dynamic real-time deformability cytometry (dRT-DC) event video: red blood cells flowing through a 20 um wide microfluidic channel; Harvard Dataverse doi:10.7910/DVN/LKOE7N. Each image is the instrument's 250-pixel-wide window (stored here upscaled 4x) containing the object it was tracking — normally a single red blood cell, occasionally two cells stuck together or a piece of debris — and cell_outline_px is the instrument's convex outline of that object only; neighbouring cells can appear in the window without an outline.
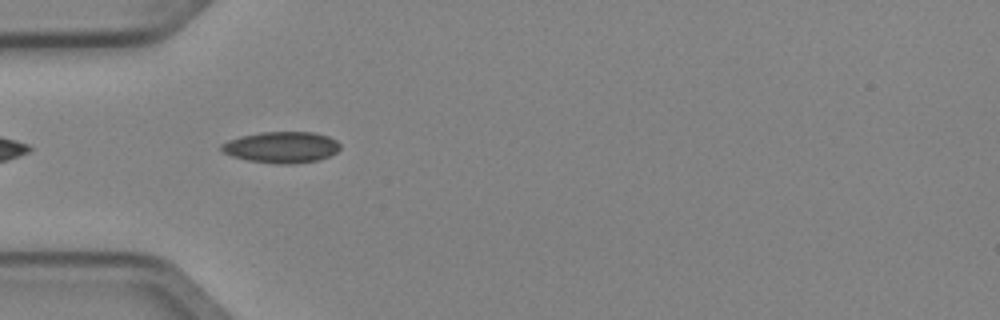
{"species": "Egyptian fruit bat (a non-hibernating species)", "species_latin": "Rousettus aegyptiacus", "temperature_condition": "cold", "stored_images_in_passage": 6, "camera_frame_rate_fps": 3000, "um_per_image_px": 0.085, "animal": {"sex": "female"}, "frame": {"image": 1, "passage_image": 4, "time_ms": 1.0, "image_size_px": [1000, 320], "cell_outline_px": [[340, 148], [336, 152], [328, 156], [316, 160], [292, 164], [276, 164], [248, 160], [232, 156], [224, 152], [220, 148], [220, 144], [228, 140], [240, 136], [260, 132], [312, 132], [328, 136], [336, 140], [340, 144]], "centroid_in_image_um": [23.91, 12.51], "position_along_channel_um": 61.1, "area_um2": 21.56}}
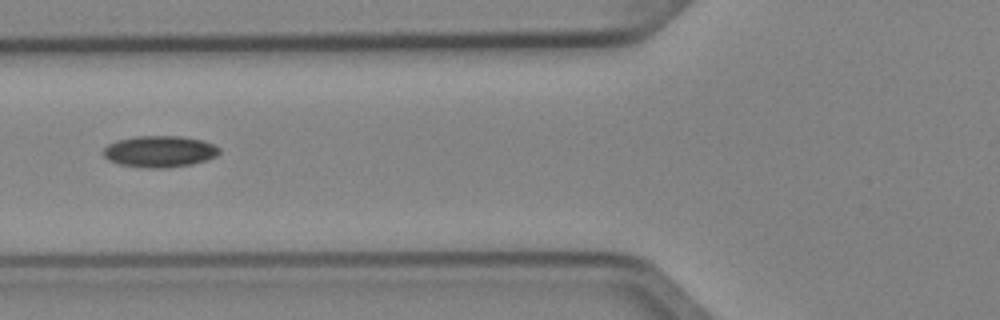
{"frame": {"image": 2, "passage_image": 5, "time_ms": 1.333, "image_size_px": [1000, 320], "cell_outline_px": [[220, 152], [216, 156], [192, 164], [168, 168], [148, 168], [120, 164], [108, 160], [104, 156], [104, 148], [108, 144], [116, 140], [136, 136], [180, 136], [204, 140], [220, 148]], "centroid_in_image_um": [13.57, 12.87], "position_along_channel_um": 112.2, "area_um2": 21.27}}
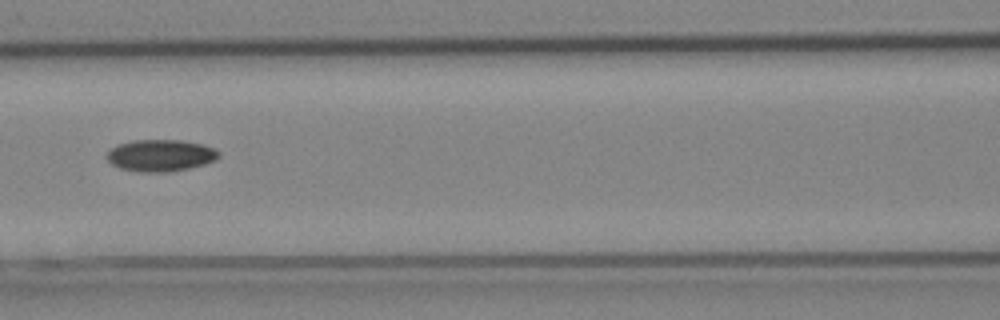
{"frame": {"image": 3, "passage_image": 6, "time_ms": 1.667, "image_size_px": [1000, 320], "cell_outline_px": [[220, 156], [216, 160], [204, 164], [188, 168], [168, 172], [140, 172], [120, 168], [112, 164], [104, 156], [112, 148], [120, 144], [132, 140], [180, 140], [204, 144], [216, 148], [220, 152]], "centroid_in_image_um": [13.68, 13.21], "position_along_channel_um": 152.9, "area_um2": 20.87}}